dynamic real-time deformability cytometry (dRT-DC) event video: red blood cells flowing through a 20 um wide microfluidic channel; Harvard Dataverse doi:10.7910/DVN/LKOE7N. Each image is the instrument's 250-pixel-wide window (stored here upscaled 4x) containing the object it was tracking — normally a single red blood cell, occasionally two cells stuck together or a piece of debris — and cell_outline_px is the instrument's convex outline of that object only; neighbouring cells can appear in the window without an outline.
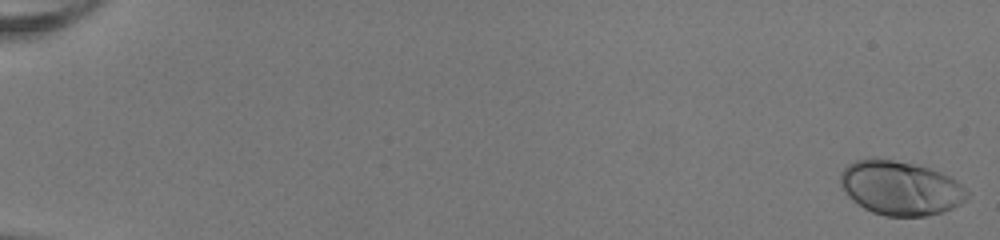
{"species": "human", "species_latin": "Homo sapiens", "temperature_condition": "room temperature", "stored_images_in_passage": 52, "camera_frame_rate_fps": 3000, "um_per_image_px": 0.085, "donor": {"sex": "female"}, "frame": {"image": 1, "passage_image": 1, "time_ms": 0.0, "image_size_px": [1000, 240], "cell_outline_px": [[968, 196], [960, 204], [952, 208], [940, 212], [924, 216], [884, 216], [872, 212], [864, 208], [852, 200], [844, 192], [840, 184], [840, 172], [848, 164], [856, 160], [872, 156], [916, 164], [940, 172], [956, 180], [968, 192]], "centroid_in_image_um": [76.48, 15.96], "position_along_channel_um": 8.5, "area_um2": 40.17}}
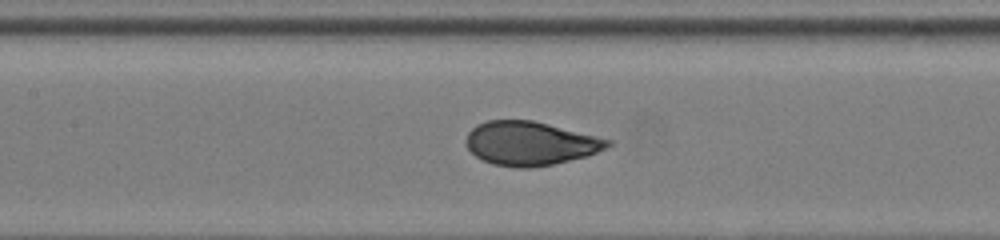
{"frame": {"image": 2, "passage_image": 27, "time_ms": 8.667, "image_size_px": [1000, 240], "cell_outline_px": [[612, 144], [608, 148], [588, 156], [552, 164], [532, 168], [516, 168], [492, 164], [476, 156], [468, 148], [464, 140], [468, 132], [476, 124], [488, 120], [532, 120], [612, 140]], "centroid_in_image_um": [45.06, 12.19], "position_along_channel_um": 162.3, "area_um2": 36.24}}
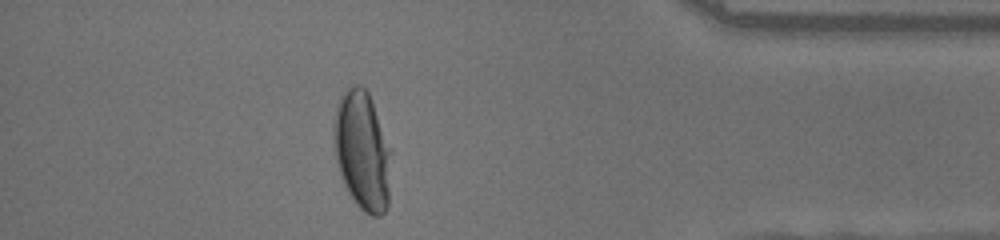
{"frame": {"image": 3, "passage_image": 47, "time_ms": 15.333, "image_size_px": [1000, 240], "cell_outline_px": [[392, 152], [388, 204], [384, 212], [380, 216], [372, 216], [364, 212], [356, 204], [348, 192], [340, 176], [336, 160], [332, 124], [336, 104], [340, 96], [348, 88], [356, 84], [360, 84], [368, 92], [372, 100], [392, 148]], "centroid_in_image_um": [30.8, 12.8], "position_along_channel_um": 404.4, "area_um2": 40.58}, "authors_computed_cell_mechanics": {"area_um2": 36.9342, "velocity_mm_per_s": 4.0675, "shape_relaxation_time_tau1_ms": 3.5597, "shape_relaxation_time_tau2_ms": null, "deformation_change_tau1": 0.1863, "deformation_change_tau2": null}}